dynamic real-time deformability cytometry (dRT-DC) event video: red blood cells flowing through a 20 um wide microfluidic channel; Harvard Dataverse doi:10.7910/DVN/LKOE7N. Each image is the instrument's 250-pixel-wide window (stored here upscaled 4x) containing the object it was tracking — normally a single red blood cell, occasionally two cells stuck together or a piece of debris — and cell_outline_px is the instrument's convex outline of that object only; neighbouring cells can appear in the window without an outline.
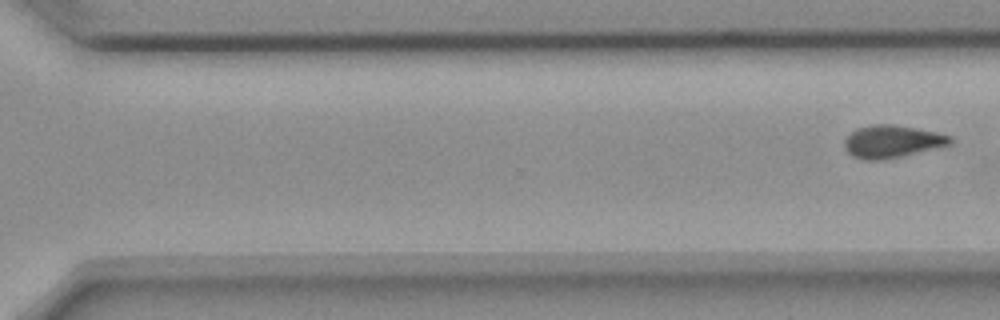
{"species": "common noctule bat (a hibernating species)", "species_latin": "Nyctalus noctula", "temperature_condition": "room temperature", "stored_images_in_passage": 25, "segment_of_instrument_passage": [2, 2], "camera_frame_rate_fps": 3000, "um_per_image_px": 0.085, "animal": {"sex": "female", "body_mass_g": 18.4}, "frame": {"image": 1, "passage_image": 25, "time_ms": 8.0, "image_size_px": [1000, 320], "cell_outline_px": [[952, 144], [936, 148], [900, 156], [880, 160], [864, 160], [852, 156], [844, 148], [844, 140], [856, 128], [876, 124], [892, 124], [952, 136]], "centroid_in_image_um": [75.78, 12.03], "position_along_channel_um": 294.8, "area_um2": 19.71}}